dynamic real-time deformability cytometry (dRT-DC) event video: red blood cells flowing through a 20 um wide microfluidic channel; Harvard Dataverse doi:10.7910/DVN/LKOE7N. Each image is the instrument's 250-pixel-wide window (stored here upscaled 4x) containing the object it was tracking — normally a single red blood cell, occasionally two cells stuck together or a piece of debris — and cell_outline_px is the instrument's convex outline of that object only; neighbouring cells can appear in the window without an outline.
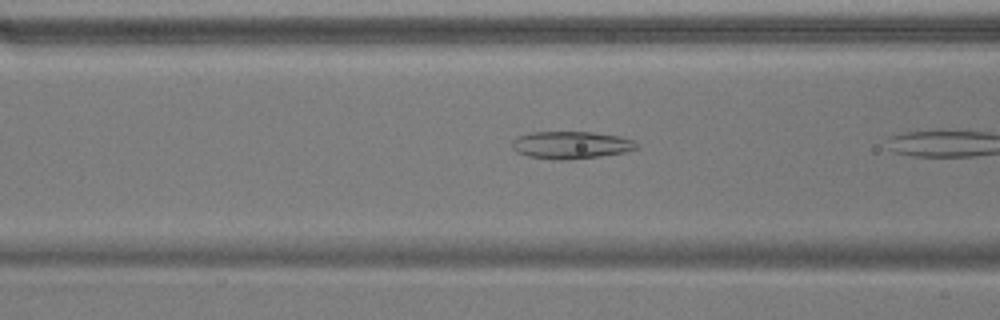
{"species": "common noctule bat (a hibernating species)", "species_latin": "Nyctalus noctula", "temperature_condition": "warm", "stored_images_in_passage": 10, "camera_frame_rate_fps": 3000, "um_per_image_px": 0.085, "animal": {"sex": "male", "body_mass_g": 17.9}, "frame": {"image": 1, "passage_image": 9, "time_ms": 2.667, "image_size_px": [1000, 320], "cell_outline_px": [[640, 144], [636, 148], [624, 152], [600, 156], [568, 160], [560, 160], [528, 156], [516, 152], [512, 148], [512, 140], [520, 136], [532, 132], [592, 132], [620, 136], [632, 140]], "centroid_in_image_um": [48.54, 12.32], "position_along_channel_um": 118.1, "area_um2": 19.83}}